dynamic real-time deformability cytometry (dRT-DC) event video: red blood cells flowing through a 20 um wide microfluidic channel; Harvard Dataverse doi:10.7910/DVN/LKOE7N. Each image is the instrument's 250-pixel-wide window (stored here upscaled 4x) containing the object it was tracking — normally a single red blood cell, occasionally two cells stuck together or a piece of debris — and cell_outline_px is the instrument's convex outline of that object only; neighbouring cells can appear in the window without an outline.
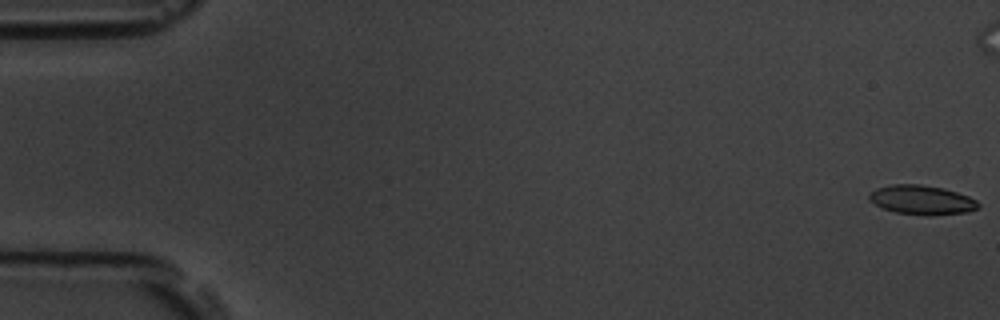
{"species": "common noctule bat (a hibernating species)", "species_latin": "Nyctalus noctula", "temperature_condition": "room temperature", "stored_images_in_passage": 7, "camera_frame_rate_fps": 3000, "um_per_image_px": 0.085, "animal": {"sex": "male", "body_mass_g": 19.5, "forearm_length_mm": 54.6}, "frame": {"image": 1, "passage_image": 1, "time_ms": 0.0, "image_size_px": [1000, 320], "cell_outline_px": [[980, 208], [968, 212], [932, 216], [924, 216], [896, 212], [884, 208], [868, 200], [868, 196], [876, 188], [892, 184], [920, 184], [944, 188], [968, 196], [976, 200], [980, 204]], "centroid_in_image_um": [78.39, 17.0], "position_along_channel_um": 6.6, "area_um2": 18.79}}
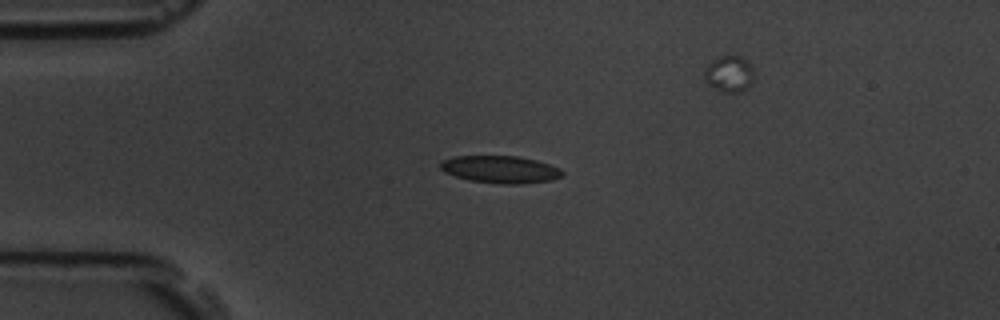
{"frame": {"image": 2, "passage_image": 5, "time_ms": 4.667, "image_size_px": [1000, 320], "cell_outline_px": [[564, 176], [552, 180], [524, 184], [500, 184], [468, 180], [444, 172], [440, 168], [440, 160], [456, 156], [516, 156], [536, 160], [560, 168], [564, 172]], "centroid_in_image_um": [42.54, 14.41], "position_along_channel_um": 42.5, "area_um2": 19.59}}